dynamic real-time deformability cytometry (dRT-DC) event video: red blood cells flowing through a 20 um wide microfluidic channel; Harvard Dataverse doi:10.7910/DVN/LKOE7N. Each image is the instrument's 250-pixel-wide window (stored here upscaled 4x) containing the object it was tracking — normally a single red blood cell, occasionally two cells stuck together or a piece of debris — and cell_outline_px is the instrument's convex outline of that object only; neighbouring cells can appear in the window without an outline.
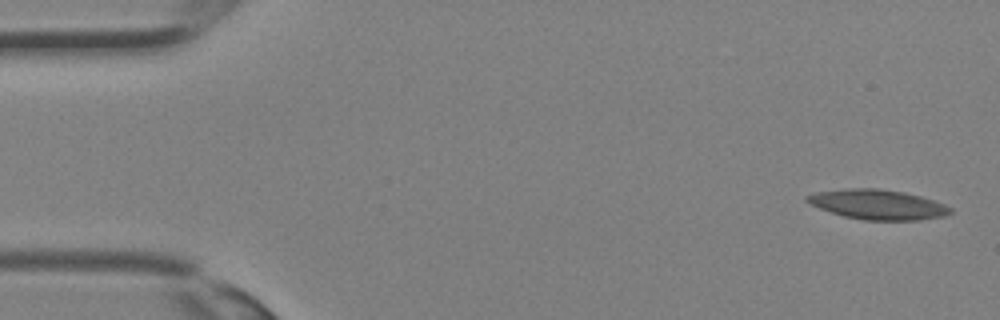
{"species": "Egyptian fruit bat (a non-hibernating species)", "species_latin": "Rousettus aegyptiacus", "temperature_condition": "room temperature", "stored_images_in_passage": 35, "camera_frame_rate_fps": 3000, "um_per_image_px": 0.085, "animal": {"sex": "female"}, "frame": {"image": 1, "passage_image": 1, "time_ms": 0.0, "image_size_px": [1000, 320], "cell_outline_px": [[952, 212], [944, 216], [920, 220], [864, 220], [844, 216], [820, 208], [804, 200], [804, 196], [816, 192], [848, 188], [876, 188], [904, 192], [920, 196], [944, 204], [952, 208]], "centroid_in_image_um": [74.61, 17.38], "position_along_channel_um": 10.4, "area_um2": 24.8}}
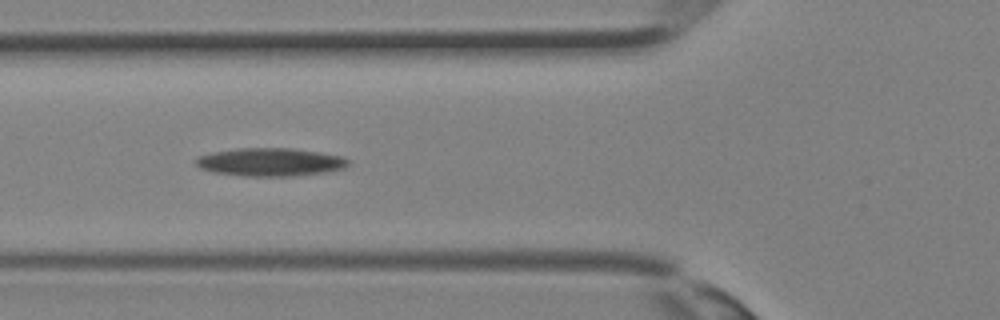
{"frame": {"image": 2, "passage_image": 13, "time_ms": 4.0, "image_size_px": [1000, 320], "cell_outline_px": [[348, 164], [344, 168], [328, 172], [292, 176], [244, 176], [216, 172], [200, 168], [196, 164], [196, 160], [200, 156], [212, 152], [236, 148], [292, 148], [320, 152], [340, 156], [348, 160]], "centroid_in_image_um": [22.99, 13.77], "position_along_channel_um": 102.8, "area_um2": 24.85}}
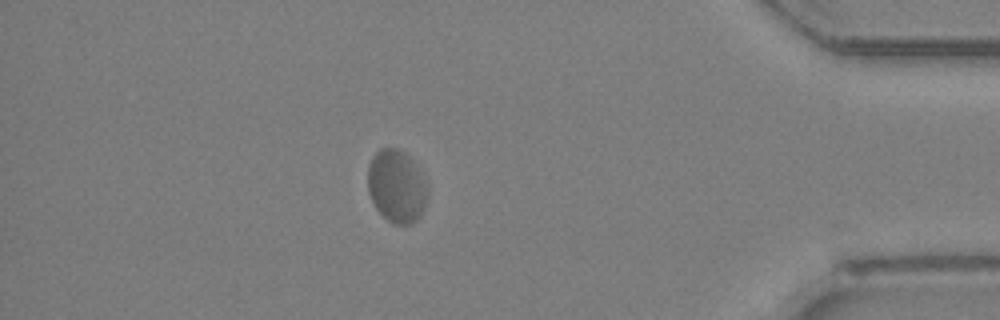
{"frame": {"image": 3, "passage_image": 31, "time_ms": 10.0, "image_size_px": [1000, 320], "cell_outline_px": [[428, 196], [424, 208], [420, 216], [416, 220], [408, 224], [392, 224], [376, 208], [368, 192], [368, 164], [372, 156], [380, 148], [400, 148], [412, 160], [428, 184]], "centroid_in_image_um": [33.72, 15.82], "position_along_channel_um": 401.5, "area_um2": 25.49}}